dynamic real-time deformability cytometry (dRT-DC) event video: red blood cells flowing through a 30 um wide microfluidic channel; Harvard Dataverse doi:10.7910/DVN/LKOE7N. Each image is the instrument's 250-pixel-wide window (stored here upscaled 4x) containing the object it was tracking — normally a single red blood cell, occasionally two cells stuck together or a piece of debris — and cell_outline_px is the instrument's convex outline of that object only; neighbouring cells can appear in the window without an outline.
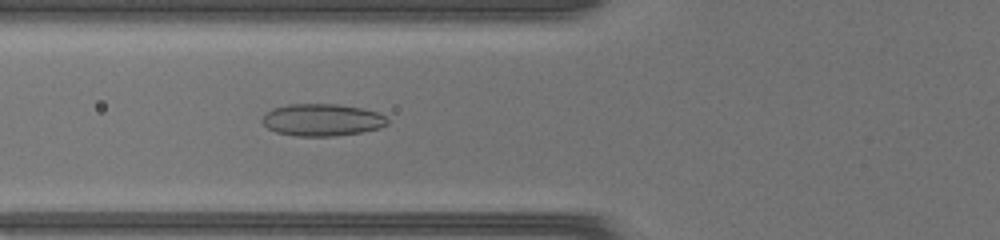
{"species": "common noctule bat (a hibernating species)", "species_latin": "Nyctalus noctula", "temperature_condition": "warm", "stored_images_in_passage": 48, "camera_frame_rate_fps": 3000, "um_per_image_px": 0.085, "animal": {"sex": "female", "body_mass_g": 17.0, "forearm_length_mm": 48.0}, "frame": {"image": 1, "passage_image": 20, "time_ms": 6.333, "image_size_px": [1000, 240], "cell_outline_px": [[388, 124], [380, 128], [360, 132], [332, 136], [296, 136], [276, 132], [268, 128], [260, 120], [264, 112], [272, 108], [288, 104], [336, 104], [364, 108], [376, 112], [384, 116], [388, 120]], "centroid_in_image_um": [27.34, 10.18], "position_along_channel_um": 98.5, "area_um2": 23.58}}
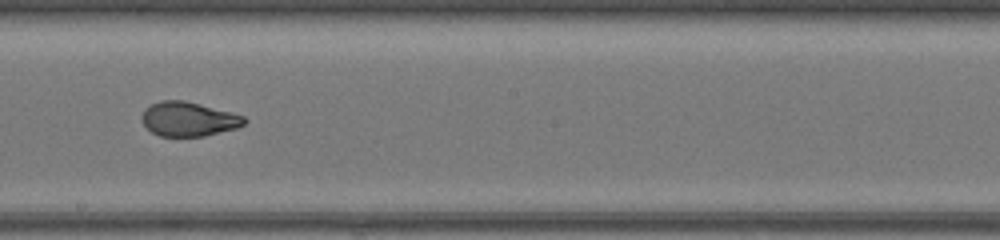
{"frame": {"image": 2, "passage_image": 29, "time_ms": 9.333, "image_size_px": [1000, 240], "cell_outline_px": [[248, 120], [244, 124], [236, 128], [204, 136], [160, 136], [152, 132], [144, 124], [140, 116], [144, 108], [160, 100], [184, 100], [232, 112], [244, 116]], "centroid_in_image_um": [16.02, 10.11], "position_along_channel_um": 232.2, "area_um2": 20.52}}
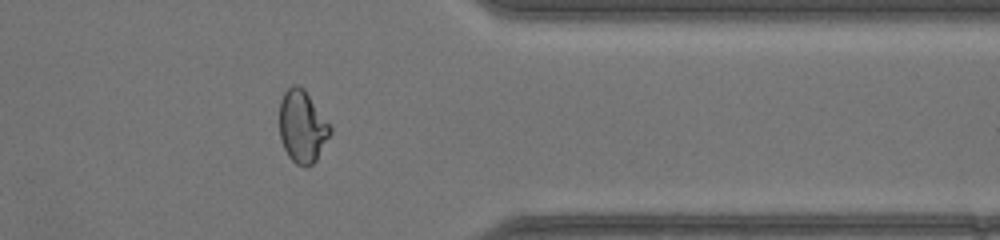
{"frame": {"image": 3, "passage_image": 40, "time_ms": 13.0, "image_size_px": [1000, 240], "cell_outline_px": [[332, 132], [316, 160], [312, 164], [304, 168], [296, 164], [288, 156], [284, 148], [280, 136], [280, 100], [284, 92], [292, 84], [296, 84], [304, 88], [332, 128]], "centroid_in_image_um": [25.69, 10.76], "position_along_channel_um": 385.7, "area_um2": 21.39}}